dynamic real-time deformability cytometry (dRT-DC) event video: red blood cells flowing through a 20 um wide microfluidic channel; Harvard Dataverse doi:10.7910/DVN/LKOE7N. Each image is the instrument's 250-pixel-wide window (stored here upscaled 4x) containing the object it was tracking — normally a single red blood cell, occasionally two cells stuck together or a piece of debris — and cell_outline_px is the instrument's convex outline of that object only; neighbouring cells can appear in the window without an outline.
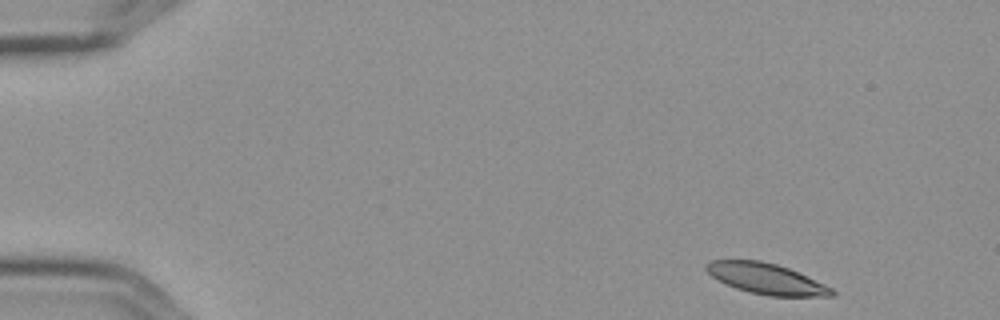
{"species": "Egyptian fruit bat (a non-hibernating species)", "species_latin": "Rousettus aegyptiacus", "temperature_condition": "cold", "stored_images_in_passage": 4, "camera_frame_rate_fps": 3000, "um_per_image_px": 0.085, "frame": {"image": 1, "passage_image": 1, "time_ms": 0.0, "image_size_px": [1000, 320], "cell_outline_px": [[836, 296], [768, 296], [748, 292], [736, 288], [716, 280], [704, 268], [708, 260], [760, 260], [776, 264], [788, 268], [824, 284], [832, 288], [836, 292]], "centroid_in_image_um": [65.1, 23.69], "position_along_channel_um": 19.9, "area_um2": 22.48}}
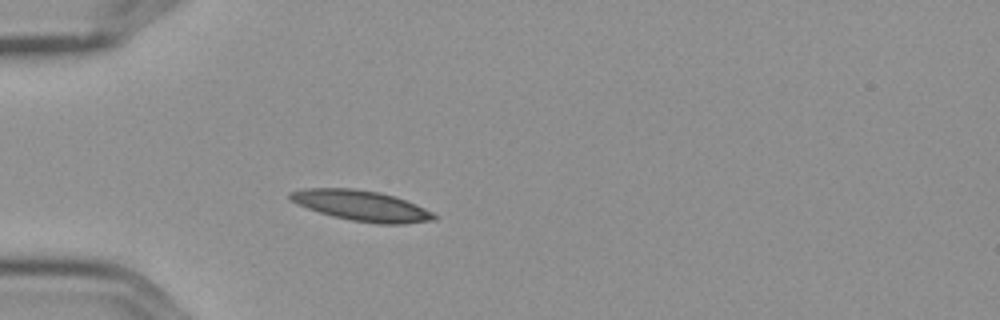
{"frame": {"image": 2, "passage_image": 4, "time_ms": 1.0, "image_size_px": [1000, 320], "cell_outline_px": [[436, 220], [404, 224], [376, 224], [352, 220], [332, 216], [296, 204], [288, 196], [288, 192], [304, 188], [352, 188], [380, 192], [416, 204], [432, 212], [436, 216]], "centroid_in_image_um": [30.71, 17.48], "position_along_channel_um": 54.3, "area_um2": 25.49}}